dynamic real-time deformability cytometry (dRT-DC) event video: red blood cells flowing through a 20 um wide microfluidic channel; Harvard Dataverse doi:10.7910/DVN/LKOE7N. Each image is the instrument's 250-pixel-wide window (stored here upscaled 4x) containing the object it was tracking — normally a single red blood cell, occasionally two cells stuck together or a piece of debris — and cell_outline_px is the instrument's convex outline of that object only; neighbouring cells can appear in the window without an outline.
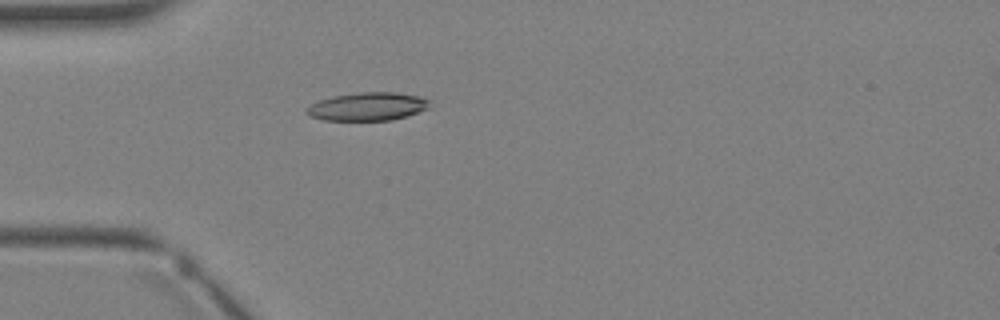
{"species": "Egyptian fruit bat (a non-hibernating species)", "species_latin": "Rousettus aegyptiacus", "temperature_condition": "warm", "stored_images_in_passage": 3, "camera_frame_rate_fps": 3000, "um_per_image_px": 0.085, "animal": {"sex": "female"}, "frame": {"image": 1, "passage_image": 3, "time_ms": 2.333, "image_size_px": [1000, 320], "cell_outline_px": [[432, 108], [408, 116], [392, 120], [324, 120], [312, 116], [304, 112], [304, 108], [320, 100], [332, 96], [360, 92], [396, 92], [420, 96], [428, 100]], "centroid_in_image_um": [31.29, 9.05], "position_along_channel_um": 53.7, "area_um2": 20.4}}